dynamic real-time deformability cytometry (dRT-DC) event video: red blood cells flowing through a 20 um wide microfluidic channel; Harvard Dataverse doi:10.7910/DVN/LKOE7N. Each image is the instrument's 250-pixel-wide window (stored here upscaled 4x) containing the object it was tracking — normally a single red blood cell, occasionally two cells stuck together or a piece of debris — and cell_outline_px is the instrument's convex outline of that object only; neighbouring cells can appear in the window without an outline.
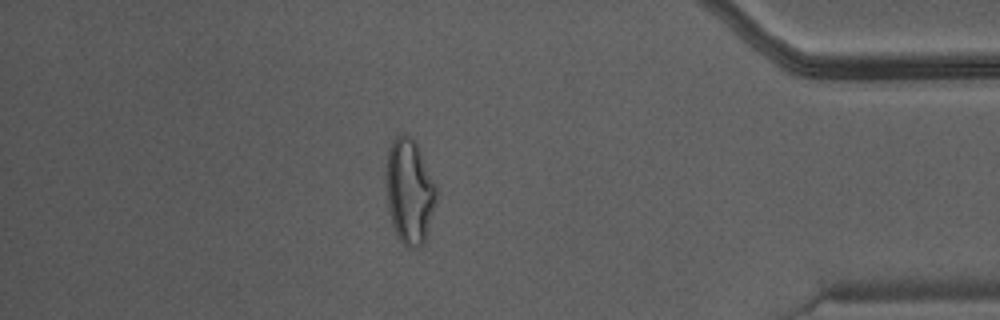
{"species": "Egyptian fruit bat (a non-hibernating species)", "species_latin": "Rousettus aegyptiacus", "temperature_condition": "warm", "stored_images_in_passage": 46, "camera_frame_rate_fps": 3000, "um_per_image_px": 0.085, "animal": {"sex": "male"}, "frame": {"image": 1, "passage_image": 40, "time_ms": 13.0, "image_size_px": [1000, 320], "cell_outline_px": [[436, 200], [428, 232], [424, 244], [416, 248], [408, 248], [400, 240], [392, 224], [388, 204], [388, 148], [392, 140], [400, 132], [408, 132], [416, 144], [436, 188]], "centroid_in_image_um": [34.82, 16.28], "position_along_channel_um": 400.4, "area_um2": 30.0}}